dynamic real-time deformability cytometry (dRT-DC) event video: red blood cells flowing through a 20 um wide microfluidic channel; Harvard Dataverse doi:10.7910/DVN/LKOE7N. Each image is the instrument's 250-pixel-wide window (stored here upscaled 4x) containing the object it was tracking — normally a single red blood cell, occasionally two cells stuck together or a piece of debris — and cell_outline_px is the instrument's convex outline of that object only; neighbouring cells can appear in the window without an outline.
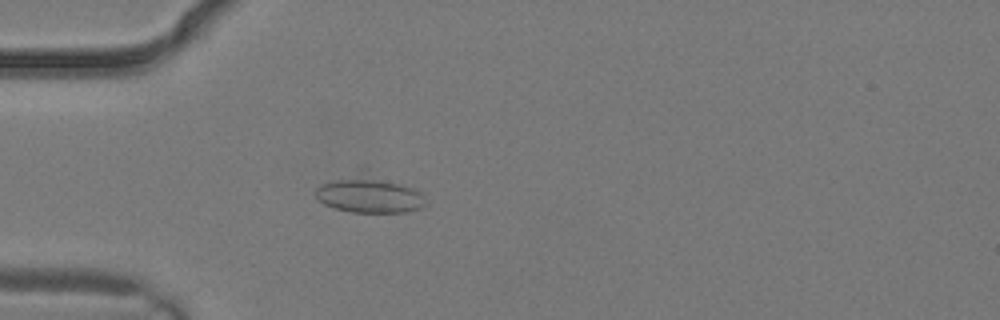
{"species": "common noctule bat (a hibernating species)", "species_latin": "Nyctalus noctula", "temperature_condition": "warm", "stored_images_in_passage": 1, "camera_frame_rate_fps": 3000, "um_per_image_px": 0.085, "animal": {"sex": "male", "body_mass_g": 19.2, "forearm_length_mm": 51.8}, "frame": {"image": 1, "passage_image": 1, "time_ms": 0.0, "image_size_px": [1000, 320], "cell_outline_px": [[424, 208], [404, 212], [352, 212], [336, 208], [324, 204], [316, 196], [316, 188], [320, 184], [360, 168], [364, 168], [416, 188], [424, 196]], "centroid_in_image_um": [31.39, 16.44], "position_along_channel_um": 53.6, "area_um2": 24.62}}